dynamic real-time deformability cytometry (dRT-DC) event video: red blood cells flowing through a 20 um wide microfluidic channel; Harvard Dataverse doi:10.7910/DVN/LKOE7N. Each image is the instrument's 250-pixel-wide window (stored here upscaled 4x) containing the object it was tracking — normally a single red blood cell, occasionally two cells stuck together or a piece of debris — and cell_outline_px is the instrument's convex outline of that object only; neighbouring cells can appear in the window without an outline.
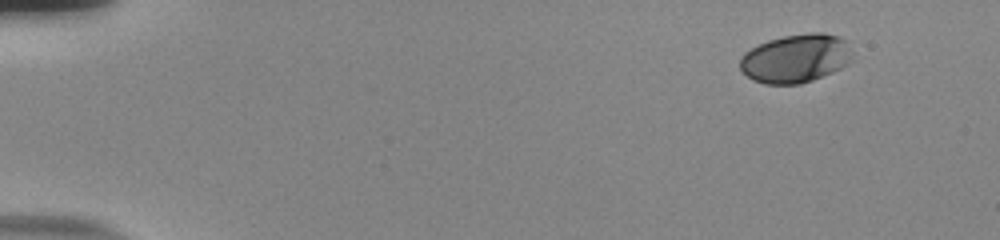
{"species": "human", "species_latin": "Homo sapiens", "temperature_condition": "room temperature", "stored_images_in_passage": 52, "camera_frame_rate_fps": 3000, "um_per_image_px": 0.085, "donor": {"sex": "male"}, "frame": {"image": 1, "passage_image": 1, "time_ms": 0.0, "image_size_px": [1000, 240], "cell_outline_px": [[852, 52], [848, 64], [832, 72], [812, 80], [800, 84], [764, 84], [752, 80], [740, 68], [740, 56], [744, 52], [768, 40], [784, 36], [808, 32], [824, 32], [840, 36], [848, 40]], "centroid_in_image_um": [67.65, 4.95], "position_along_channel_um": 17.3, "area_um2": 32.02}}
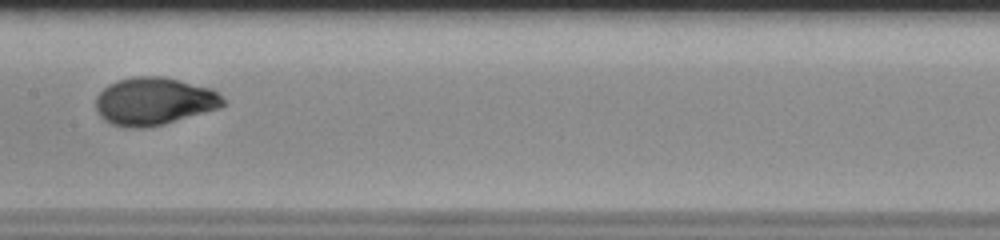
{"frame": {"image": 2, "passage_image": 26, "time_ms": 8.333, "image_size_px": [1000, 240], "cell_outline_px": [[228, 104], [220, 108], [164, 124], [148, 128], [132, 128], [112, 124], [104, 120], [100, 116], [96, 108], [96, 96], [108, 84], [116, 80], [132, 76], [164, 76], [212, 88]], "centroid_in_image_um": [13.1, 8.6], "position_along_channel_um": 194.3, "area_um2": 35.66}}
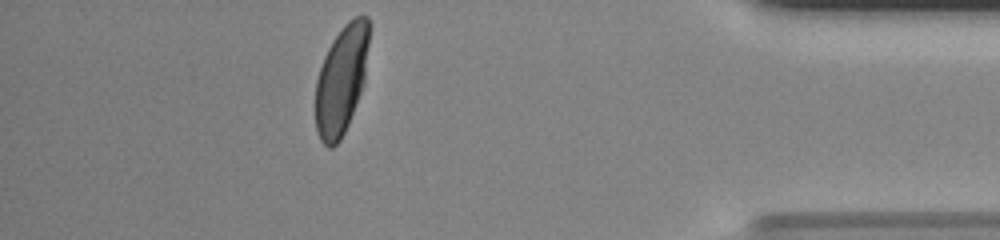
{"frame": {"image": 3, "passage_image": 46, "time_ms": 15.0, "image_size_px": [1000, 240], "cell_outline_px": [[368, 44], [364, 84], [348, 124], [340, 140], [332, 148], [328, 148], [320, 140], [316, 128], [316, 80], [324, 56], [332, 40], [344, 24], [348, 20], [356, 16], [368, 16]], "centroid_in_image_um": [29.01, 6.79], "position_along_channel_um": 406.2, "area_um2": 33.76}, "authors_computed_cell_mechanics": {"area_um2": 33.813, "velocity_mm_per_s": 3.7488, "shape_relaxation_time_tau1_ms": 3.4926, "shape_relaxation_time_tau2_ms": null, "deformation_change_tau1": 0.1778, "deformation_change_tau2": null}}